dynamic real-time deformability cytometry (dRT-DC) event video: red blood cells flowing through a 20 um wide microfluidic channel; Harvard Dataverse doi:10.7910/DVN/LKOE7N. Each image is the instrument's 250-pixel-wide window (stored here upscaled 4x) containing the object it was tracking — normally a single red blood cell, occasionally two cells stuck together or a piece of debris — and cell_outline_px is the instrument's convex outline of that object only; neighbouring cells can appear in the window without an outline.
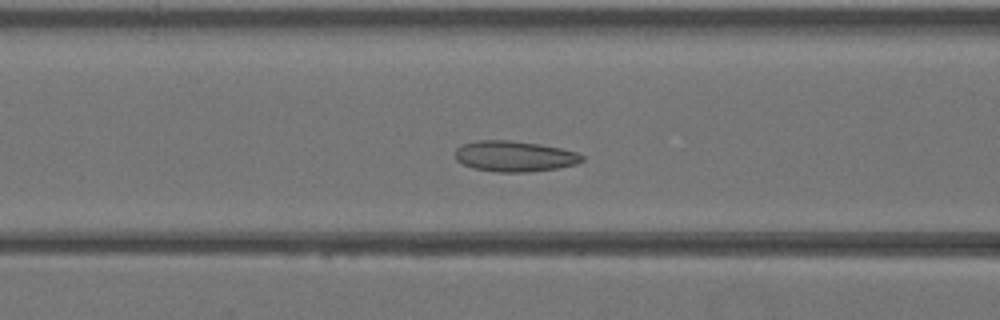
{"species": "Egyptian fruit bat (a non-hibernating species)", "species_latin": "Rousettus aegyptiacus", "temperature_condition": "warm", "stored_images_in_passage": 41, "camera_frame_rate_fps": 3000, "um_per_image_px": 0.085, "animal": {"sex": "female"}, "frame": {"image": 1, "passage_image": 16, "time_ms": 5.0, "image_size_px": [1000, 320], "cell_outline_px": [[584, 160], [576, 164], [556, 168], [528, 172], [500, 172], [472, 168], [456, 160], [456, 148], [460, 144], [476, 140], [508, 140], [540, 144], [560, 148], [576, 152], [584, 156]], "centroid_in_image_um": [43.71, 13.27], "position_along_channel_um": 122.9, "area_um2": 22.72}}
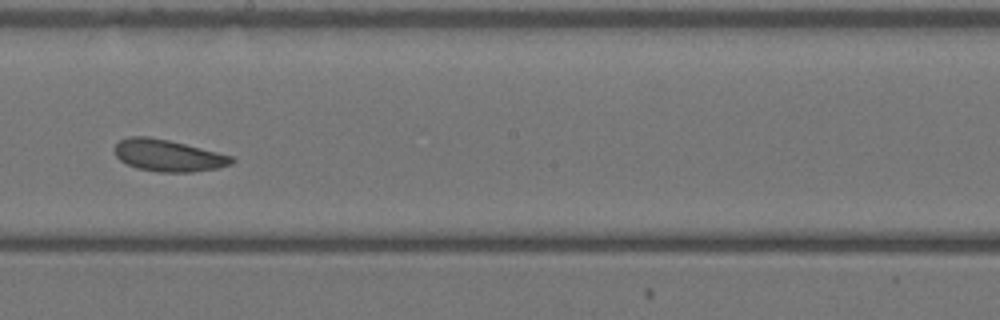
{"frame": {"image": 2, "passage_image": 23, "time_ms": 7.333, "image_size_px": [1000, 320], "cell_outline_px": [[236, 160], [232, 164], [216, 168], [192, 172], [160, 172], [136, 168], [120, 160], [116, 156], [116, 144], [120, 140], [128, 136], [148, 136], [168, 140], [232, 156]], "centroid_in_image_um": [14.28, 13.22], "position_along_channel_um": 233.9, "area_um2": 21.44}}
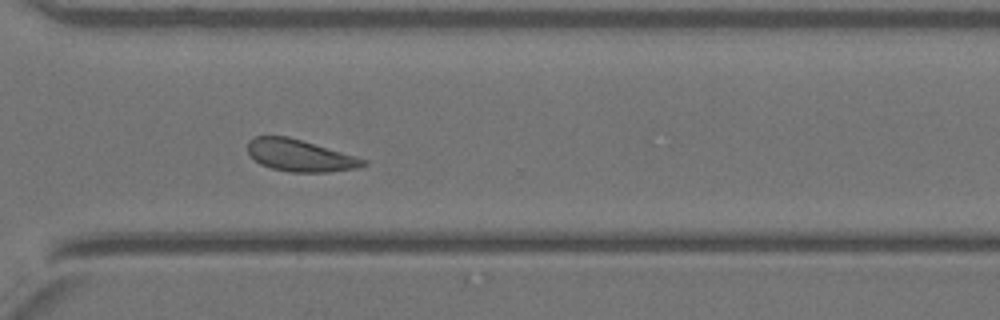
{"frame": {"image": 3, "passage_image": 30, "time_ms": 9.667, "image_size_px": [1000, 320], "cell_outline_px": [[368, 164], [356, 168], [328, 172], [292, 172], [272, 168], [260, 164], [248, 152], [248, 140], [256, 136], [288, 136], [368, 160]], "centroid_in_image_um": [25.49, 13.22], "position_along_channel_um": 345.1, "area_um2": 21.21}}